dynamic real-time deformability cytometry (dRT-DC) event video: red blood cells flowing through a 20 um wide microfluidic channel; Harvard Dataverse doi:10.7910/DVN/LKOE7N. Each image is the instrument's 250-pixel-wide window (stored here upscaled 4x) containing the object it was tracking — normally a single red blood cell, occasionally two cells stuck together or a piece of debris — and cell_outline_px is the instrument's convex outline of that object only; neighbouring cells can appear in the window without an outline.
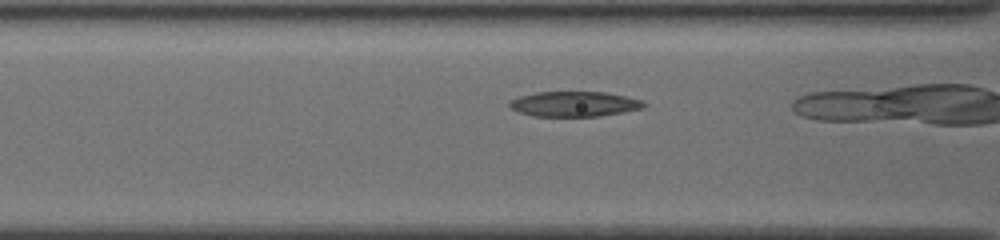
{"species": "common noctule bat (a hibernating species)", "species_latin": "Nyctalus noctula", "temperature_condition": "cold", "stored_images_in_passage": 12, "camera_frame_rate_fps": 3000, "um_per_image_px": 0.085, "animal": {"sex": "female", "body_mass_g": 19.5, "forearm_length_mm": 54.1}, "frame": {"image": 1, "passage_image": 10, "time_ms": 3.0, "image_size_px": [1000, 240], "cell_outline_px": [[648, 104], [644, 108], [624, 112], [600, 116], [532, 116], [508, 108], [508, 100], [520, 96], [536, 92], [604, 92], [644, 100]], "centroid_in_image_um": [48.81, 8.84], "position_along_channel_um": 117.8, "area_um2": 19.88}}